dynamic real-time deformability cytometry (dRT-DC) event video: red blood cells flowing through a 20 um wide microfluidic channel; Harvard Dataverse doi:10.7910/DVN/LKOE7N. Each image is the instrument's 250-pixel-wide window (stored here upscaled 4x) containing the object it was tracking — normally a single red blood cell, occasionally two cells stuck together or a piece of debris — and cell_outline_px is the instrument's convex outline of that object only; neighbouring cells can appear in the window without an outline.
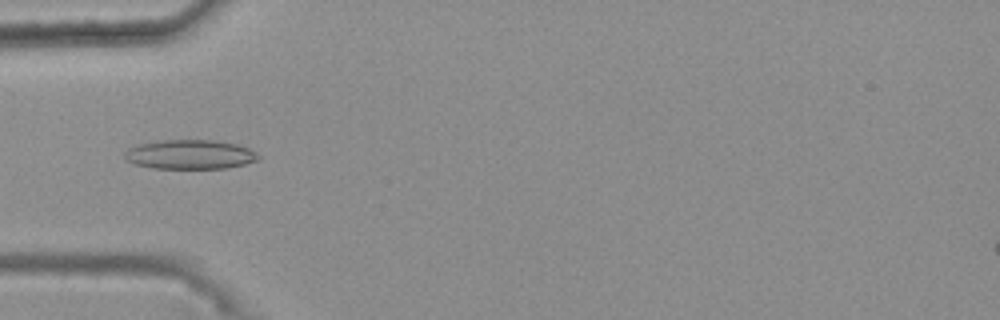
{"species": "common noctule bat (a hibernating species)", "species_latin": "Nyctalus noctula", "temperature_condition": "warm", "stored_images_in_passage": 5, "camera_frame_rate_fps": 3000, "um_per_image_px": 0.085, "animal": {"sex": "female", "body_mass_g": 25.1}, "frame": {"image": 1, "passage_image": 3, "time_ms": 0.667, "image_size_px": [1000, 320], "cell_outline_px": [[260, 156], [256, 160], [244, 164], [228, 168], [152, 168], [136, 164], [124, 160], [124, 152], [140, 144], [164, 140], [212, 140], [236, 144], [248, 148], [256, 152]], "centroid_in_image_um": [16.15, 13.13], "position_along_channel_um": 68.8, "area_um2": 22.6}}